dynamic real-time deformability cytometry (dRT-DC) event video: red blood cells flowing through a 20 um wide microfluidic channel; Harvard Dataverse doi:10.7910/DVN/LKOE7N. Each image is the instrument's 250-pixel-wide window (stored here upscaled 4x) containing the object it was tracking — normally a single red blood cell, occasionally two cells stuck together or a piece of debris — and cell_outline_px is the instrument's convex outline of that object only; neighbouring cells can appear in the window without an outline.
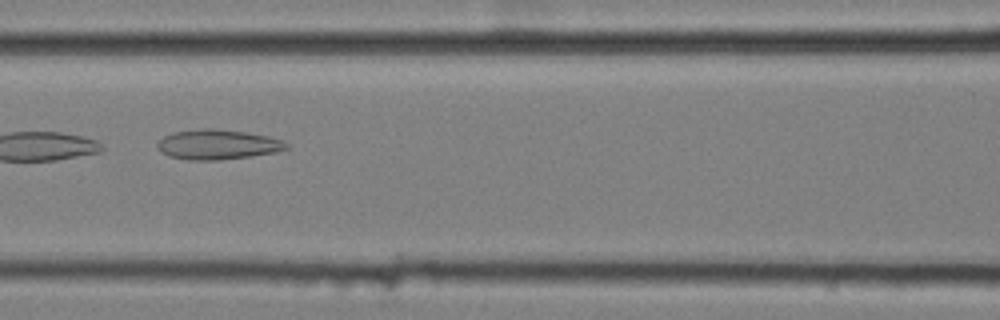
{"species": "common noctule bat (a hibernating species)", "species_latin": "Nyctalus noctula", "temperature_condition": "cold", "stored_images_in_passage": 10, "camera_frame_rate_fps": 3000, "um_per_image_px": 0.085, "animal": {"sex": "female", "body_mass_g": 25.1}, "frame": {"image": 1, "passage_image": 7, "time_ms": 2.0, "image_size_px": [1000, 320], "cell_outline_px": [[288, 148], [276, 152], [252, 156], [220, 160], [188, 160], [168, 156], [160, 152], [156, 144], [164, 136], [172, 132], [204, 128], [212, 128], [244, 132], [268, 136], [284, 140], [288, 144]], "centroid_in_image_um": [18.49, 12.29], "position_along_channel_um": 148.1, "area_um2": 22.6}}
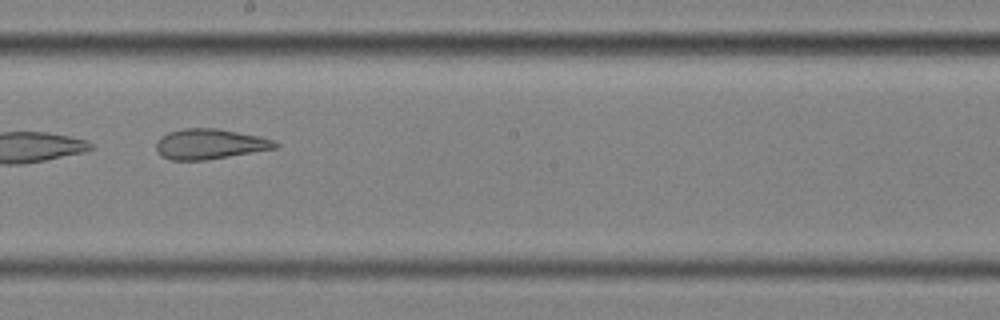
{"frame": {"image": 2, "passage_image": 9, "time_ms": 2.667, "image_size_px": [1000, 320], "cell_outline_px": [[280, 144], [276, 148], [204, 160], [172, 160], [160, 156], [156, 148], [156, 140], [160, 136], [168, 132], [184, 128], [216, 128], [260, 136], [272, 140]], "centroid_in_image_um": [17.78, 12.23], "position_along_channel_um": 230.4, "area_um2": 20.92}}
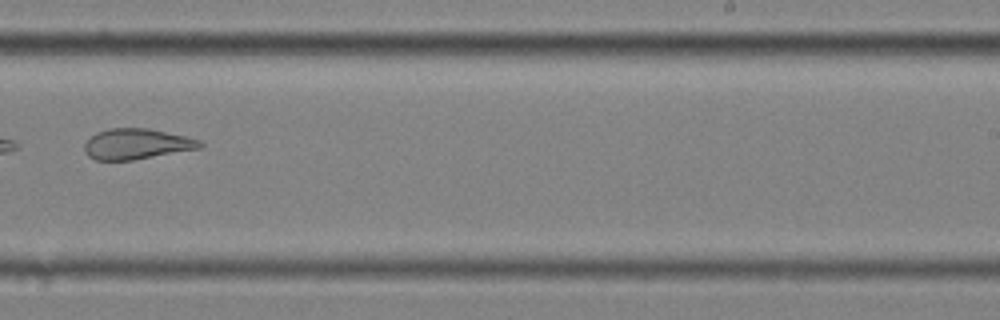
{"frame": {"image": 3, "passage_image": 10, "time_ms": 3.0, "image_size_px": [1000, 320], "cell_outline_px": [[204, 144], [200, 148], [132, 160], [96, 160], [88, 156], [84, 152], [84, 144], [96, 132], [108, 128], [148, 128], [184, 136], [200, 140]], "centroid_in_image_um": [11.58, 12.23], "position_along_channel_um": 277.4, "area_um2": 20.46}}